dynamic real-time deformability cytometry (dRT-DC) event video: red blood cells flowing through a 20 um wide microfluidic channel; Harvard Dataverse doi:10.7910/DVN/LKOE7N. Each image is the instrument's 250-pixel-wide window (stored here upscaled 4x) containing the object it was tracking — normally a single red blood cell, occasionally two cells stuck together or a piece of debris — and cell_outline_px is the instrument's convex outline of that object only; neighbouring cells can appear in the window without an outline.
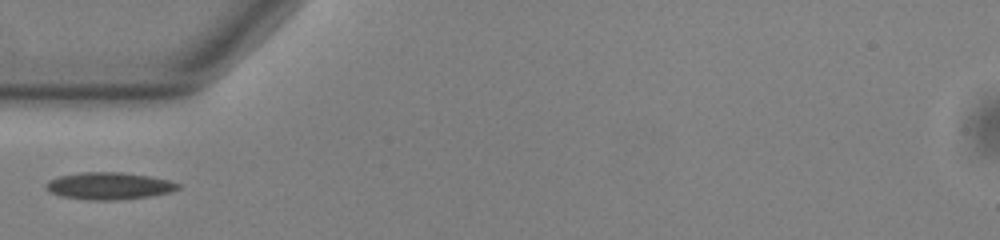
{"species": "common noctule bat (a hibernating species)", "species_latin": "Nyctalus noctula", "temperature_condition": "warm", "stored_images_in_passage": 37, "camera_frame_rate_fps": 3000, "um_per_image_px": 0.085, "animal": {"sex": "male", "body_mass_g": 13.0, "forearm_length_mm": 53.1}, "frame": {"image": 1, "passage_image": 1, "time_ms": 0.0, "image_size_px": [1000, 240], "cell_outline_px": [[180, 188], [172, 192], [152, 196], [116, 200], [88, 200], [64, 196], [52, 192], [44, 188], [44, 184], [48, 180], [60, 176], [80, 172], [120, 172], [148, 176], [168, 180], [180, 184]], "centroid_in_image_um": [9.28, 15.8], "position_along_channel_um": 75.7, "area_um2": 20.87}}
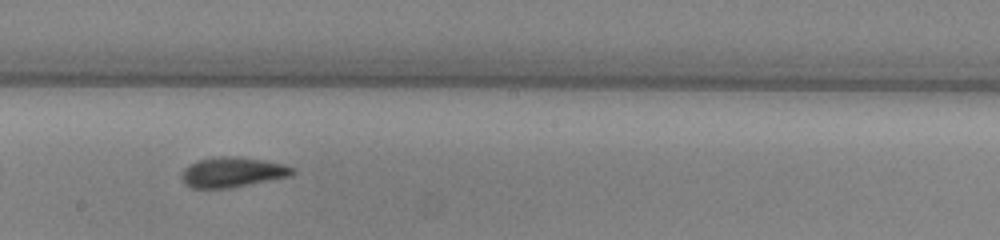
{"frame": {"image": 2, "passage_image": 13, "time_ms": 4.0, "image_size_px": [1000, 240], "cell_outline_px": [[296, 172], [292, 176], [228, 188], [192, 188], [184, 184], [180, 176], [184, 168], [188, 164], [200, 160], [220, 156], [236, 156], [264, 160], [284, 164], [296, 168]], "centroid_in_image_um": [19.77, 14.63], "position_along_channel_um": 228.4, "area_um2": 19.59}}
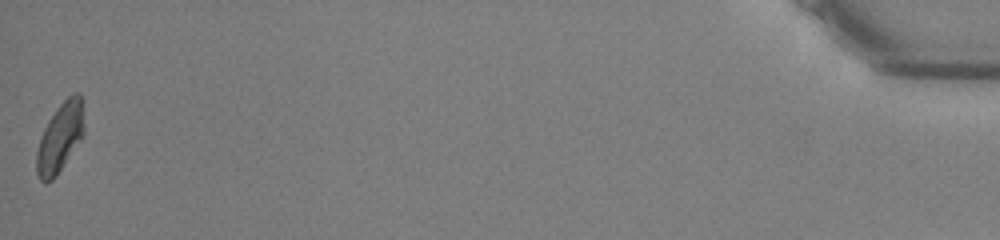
{"frame": {"image": 3, "passage_image": 37, "time_ms": 12.0, "image_size_px": [1000, 240], "cell_outline_px": [[84, 136], [56, 176], [52, 180], [44, 184], [40, 180], [36, 172], [36, 152], [44, 128], [48, 120], [60, 104], [72, 92], [80, 92], [84, 128]], "centroid_in_image_um": [5.1, 11.71], "position_along_channel_um": 430.1, "area_um2": 19.19}}